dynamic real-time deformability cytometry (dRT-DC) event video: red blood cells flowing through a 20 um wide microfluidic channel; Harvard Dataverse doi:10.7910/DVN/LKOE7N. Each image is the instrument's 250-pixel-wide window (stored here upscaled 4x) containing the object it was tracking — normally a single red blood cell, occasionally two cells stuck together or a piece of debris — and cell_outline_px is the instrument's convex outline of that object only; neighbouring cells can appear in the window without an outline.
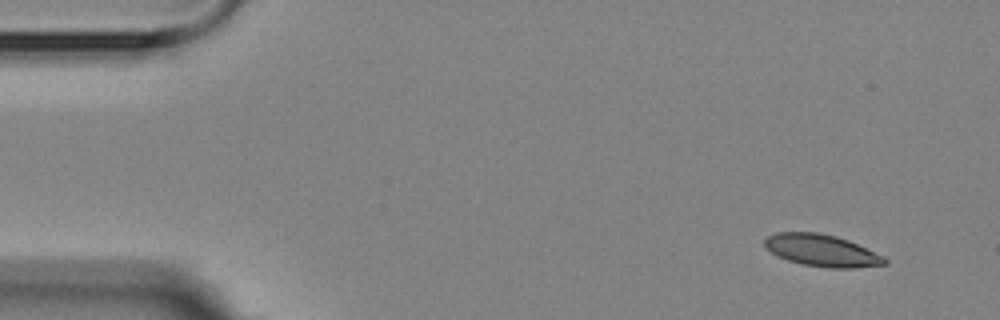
{"species": "Egyptian fruit bat (a non-hibernating species)", "species_latin": "Rousettus aegyptiacus", "temperature_condition": "room temperature", "stored_images_in_passage": 5, "segment_of_instrument_passage": [1, 2], "camera_frame_rate_fps": 3000, "um_per_image_px": 0.085, "animal": {"sex": "female"}, "frame": {"image": 1, "passage_image": 1, "time_ms": 0.0, "image_size_px": [1000, 320], "cell_outline_px": [[888, 264], [856, 268], [828, 268], [804, 264], [788, 260], [776, 256], [764, 248], [764, 236], [776, 232], [816, 232], [836, 236], [848, 240], [884, 256], [888, 260]], "centroid_in_image_um": [69.82, 21.29], "position_along_channel_um": 15.2, "area_um2": 22.6}}
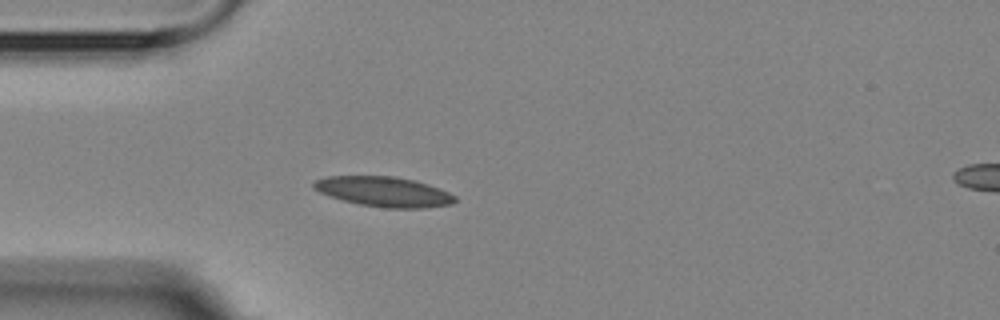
{"frame": {"image": 2, "passage_image": 4, "time_ms": 3.667, "image_size_px": [1000, 320], "cell_outline_px": [[456, 200], [452, 204], [424, 208], [384, 208], [360, 204], [328, 196], [312, 188], [312, 184], [316, 180], [328, 176], [396, 176], [416, 180], [440, 188], [456, 196]], "centroid_in_image_um": [32.64, 16.29], "position_along_channel_um": 52.4, "area_um2": 24.8}}